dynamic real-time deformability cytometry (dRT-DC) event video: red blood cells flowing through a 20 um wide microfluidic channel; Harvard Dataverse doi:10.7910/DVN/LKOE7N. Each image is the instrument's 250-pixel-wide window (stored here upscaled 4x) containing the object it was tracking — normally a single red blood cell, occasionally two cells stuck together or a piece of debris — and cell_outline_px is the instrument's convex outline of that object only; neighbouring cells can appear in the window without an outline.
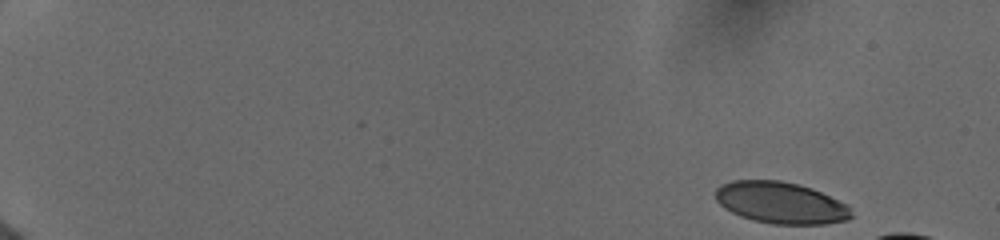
{"species": "human", "species_latin": "Homo sapiens", "temperature_condition": "cold", "stored_images_in_passage": 21, "camera_frame_rate_fps": 3000, "um_per_image_px": 0.085, "donor": {"sex": "female"}, "frame": {"image": 1, "passage_image": 1, "time_ms": 0.0, "image_size_px": [1000, 240], "cell_outline_px": [[852, 216], [848, 220], [824, 224], [772, 224], [752, 220], [740, 216], [724, 208], [716, 200], [716, 188], [732, 180], [780, 180], [812, 188], [844, 204], [848, 208]], "centroid_in_image_um": [66.32, 17.24], "position_along_channel_um": 18.7, "area_um2": 32.6}}
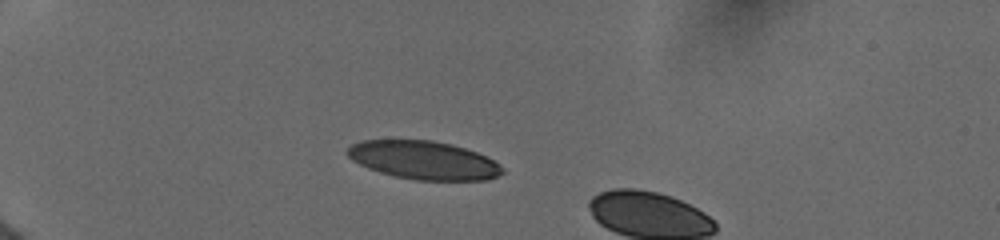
{"frame": {"image": 2, "passage_image": 17, "time_ms": 4.0, "image_size_px": [1000, 240], "cell_outline_px": [[504, 172], [488, 180], [416, 180], [396, 176], [380, 172], [368, 168], [352, 160], [344, 152], [352, 144], [360, 140], [432, 140], [452, 144], [476, 152], [500, 164], [504, 168]], "centroid_in_image_um": [36.0, 13.61], "position_along_channel_um": 49.0, "area_um2": 34.56}}